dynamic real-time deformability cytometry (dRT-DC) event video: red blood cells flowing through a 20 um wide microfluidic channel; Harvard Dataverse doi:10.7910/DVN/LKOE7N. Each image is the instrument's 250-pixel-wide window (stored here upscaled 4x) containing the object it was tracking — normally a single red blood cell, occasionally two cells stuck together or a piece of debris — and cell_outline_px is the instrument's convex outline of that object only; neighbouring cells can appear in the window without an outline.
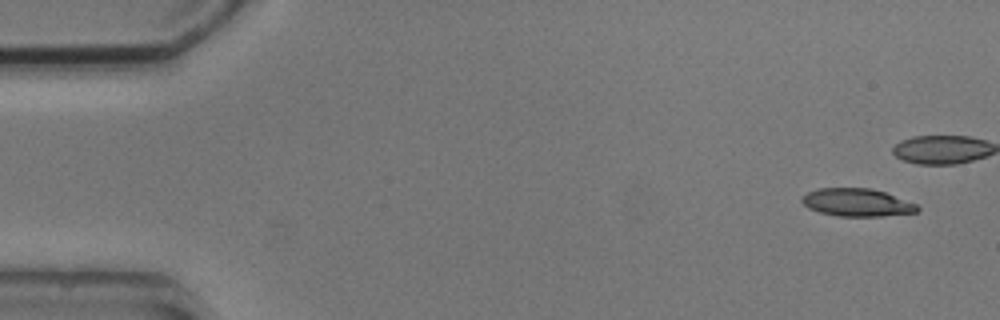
{"species": "common noctule bat (a hibernating species)", "species_latin": "Nyctalus noctula", "temperature_condition": "cold", "stored_images_in_passage": 6, "camera_frame_rate_fps": 3000, "um_per_image_px": 0.085, "animal": {"sex": "male", "body_mass_g": 20.5, "forearm_length_mm": 52.5}, "frame": {"image": 1, "passage_image": 1, "time_ms": 0.0, "image_size_px": [1000, 320], "cell_outline_px": [[920, 208], [916, 212], [884, 216], [836, 216], [820, 212], [808, 208], [800, 200], [808, 192], [820, 188], [872, 188], [884, 192], [916, 204]], "centroid_in_image_um": [72.83, 17.21], "position_along_channel_um": 12.2, "area_um2": 18.55}}